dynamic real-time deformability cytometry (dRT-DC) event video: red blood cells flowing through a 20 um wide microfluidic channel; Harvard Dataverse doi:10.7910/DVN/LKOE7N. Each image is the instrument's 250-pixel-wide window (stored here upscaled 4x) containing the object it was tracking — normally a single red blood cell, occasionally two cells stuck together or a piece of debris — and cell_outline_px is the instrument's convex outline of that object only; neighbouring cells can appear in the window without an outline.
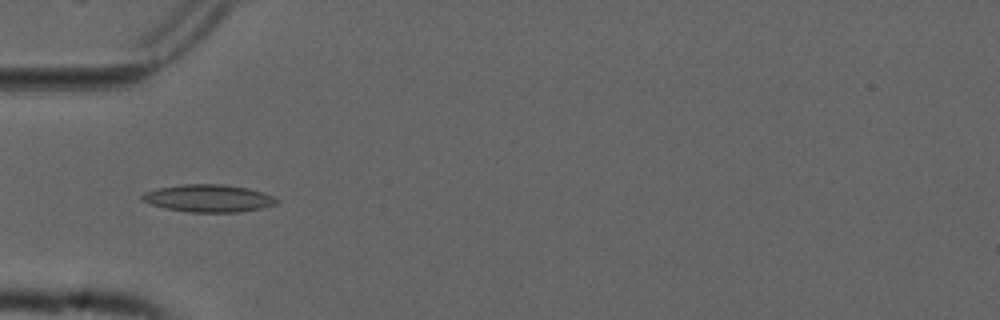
{"species": "common noctule bat (a hibernating species)", "species_latin": "Nyctalus noctula", "temperature_condition": "cold", "stored_images_in_passage": 40, "camera_frame_rate_fps": 3000, "um_per_image_px": 0.085, "animal": {"sex": "male", "forearm_length_mm": 52.5}, "frame": {"image": 1, "passage_image": 3, "time_ms": 0.667, "image_size_px": [1000, 320], "cell_outline_px": [[280, 200], [276, 204], [260, 208], [240, 212], [188, 212], [164, 208], [148, 204], [140, 200], [140, 196], [144, 192], [160, 188], [180, 184], [224, 184], [248, 188], [276, 196]], "centroid_in_image_um": [17.71, 16.85], "position_along_channel_um": 67.3, "area_um2": 21.79}}
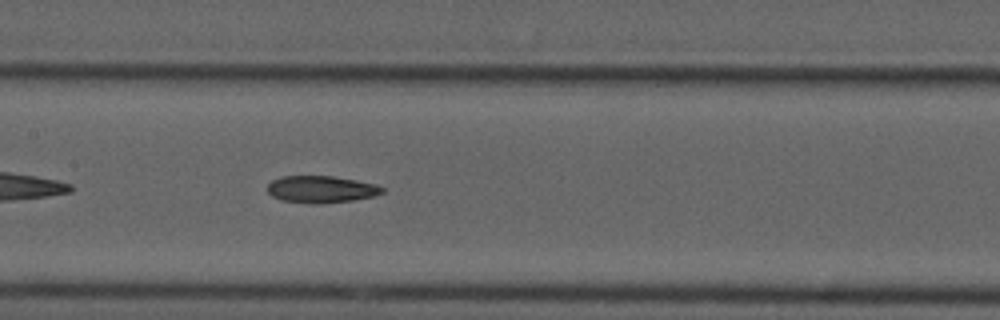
{"frame": {"image": 2, "passage_image": 12, "time_ms": 3.667, "image_size_px": [1000, 320], "cell_outline_px": [[384, 192], [372, 196], [352, 200], [280, 200], [272, 196], [268, 192], [268, 184], [272, 180], [280, 176], [332, 176], [356, 180], [376, 184], [384, 188]], "centroid_in_image_um": [27.3, 16.02], "position_along_channel_um": 180.1, "area_um2": 16.94}}
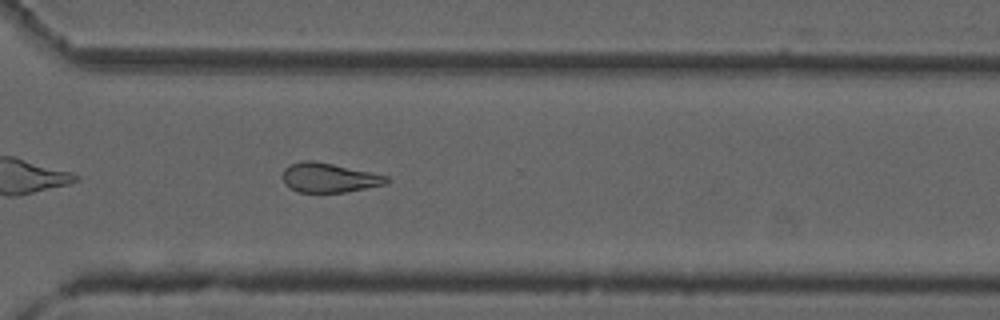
{"frame": {"image": 3, "passage_image": 25, "time_ms": 8.0, "image_size_px": [1000, 320], "cell_outline_px": [[388, 180], [384, 184], [344, 192], [296, 192], [284, 184], [280, 176], [284, 168], [288, 164], [300, 160], [312, 160], [372, 172], [388, 176]], "centroid_in_image_um": [27.86, 15.09], "position_along_channel_um": 342.7, "area_um2": 17.92}, "authors_computed_cell_mechanics": {"area_um2": 18.7561, "velocity_mm_per_s": 3.7631, "shape_relaxation_time_tau1_ms": null, "shape_relaxation_time_tau2_ms": 5.9009, "deformation_change_tau1": null, "deformation_change_tau2": 0.1583}}